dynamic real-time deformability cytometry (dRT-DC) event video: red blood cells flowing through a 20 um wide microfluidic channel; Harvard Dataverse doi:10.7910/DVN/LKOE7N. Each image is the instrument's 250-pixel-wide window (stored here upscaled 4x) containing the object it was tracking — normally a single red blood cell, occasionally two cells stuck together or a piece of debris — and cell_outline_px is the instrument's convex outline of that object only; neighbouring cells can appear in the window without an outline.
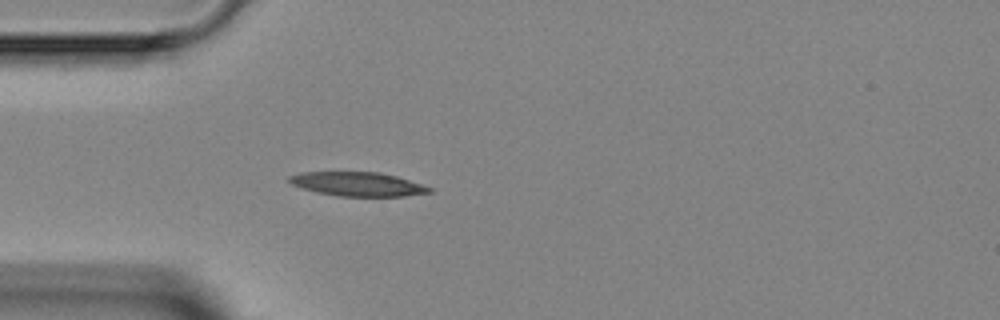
{"species": "Egyptian fruit bat (a non-hibernating species)", "species_latin": "Rousettus aegyptiacus", "temperature_condition": "room temperature", "stored_images_in_passage": 4, "camera_frame_rate_fps": 3000, "um_per_image_px": 0.085, "animal": {"sex": "female"}, "frame": {"image": 1, "passage_image": 4, "time_ms": 3.333, "image_size_px": [1000, 320], "cell_outline_px": [[432, 192], [404, 196], [340, 196], [316, 192], [292, 184], [288, 180], [288, 176], [300, 172], [380, 172], [396, 176], [432, 188]], "centroid_in_image_um": [30.38, 15.64], "position_along_channel_um": 54.6, "area_um2": 19.42}}